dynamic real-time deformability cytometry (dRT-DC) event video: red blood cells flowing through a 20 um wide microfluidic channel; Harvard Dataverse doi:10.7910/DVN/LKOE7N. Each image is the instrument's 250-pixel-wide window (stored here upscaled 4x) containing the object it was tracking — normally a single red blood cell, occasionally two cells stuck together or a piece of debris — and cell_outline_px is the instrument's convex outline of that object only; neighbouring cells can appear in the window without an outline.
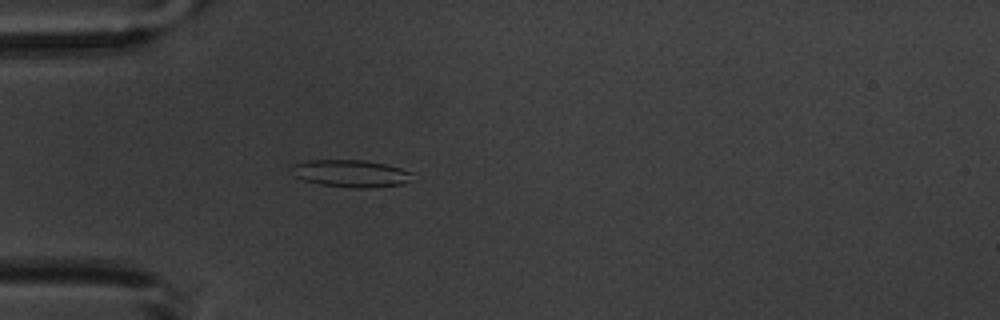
{"species": "common noctule bat (a hibernating species)", "species_latin": "Nyctalus noctula", "temperature_condition": "warm", "stored_images_in_passage": 4, "camera_frame_rate_fps": 3000, "um_per_image_px": 0.085, "animal": {"sex": "male", "body_mass_g": 20.1, "forearm_length_mm": 53.5}, "frame": {"image": 1, "passage_image": 4, "time_ms": 3.333, "image_size_px": [1000, 320], "cell_outline_px": [[412, 180], [404, 184], [368, 188], [348, 188], [320, 184], [304, 180], [288, 172], [288, 164], [308, 160], [364, 160], [384, 164], [400, 168], [412, 172]], "centroid_in_image_um": [29.74, 14.74], "position_along_channel_um": 55.3, "area_um2": 19.59}}